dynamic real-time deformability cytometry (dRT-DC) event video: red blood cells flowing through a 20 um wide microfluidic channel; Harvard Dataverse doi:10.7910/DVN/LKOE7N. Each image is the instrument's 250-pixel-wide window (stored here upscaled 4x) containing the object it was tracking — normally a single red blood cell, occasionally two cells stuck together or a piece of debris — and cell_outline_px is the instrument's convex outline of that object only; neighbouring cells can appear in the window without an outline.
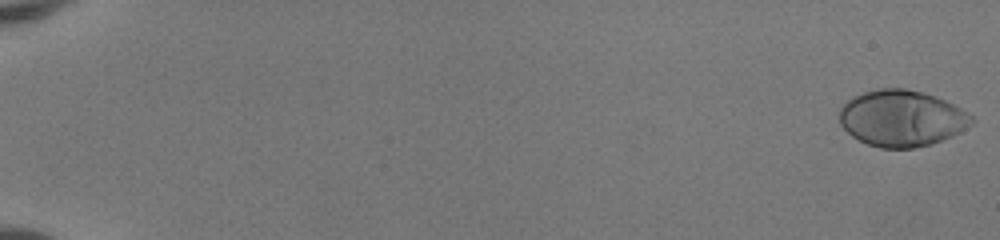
{"species": "human", "species_latin": "Homo sapiens", "temperature_condition": "room temperature", "stored_images_in_passage": 52, "camera_frame_rate_fps": 3000, "um_per_image_px": 0.085, "donor": {"sex": "female"}, "frame": {"image": 1, "passage_image": 1, "time_ms": 0.0, "image_size_px": [1000, 240], "cell_outline_px": [[976, 120], [972, 124], [960, 132], [952, 136], [932, 144], [912, 148], [880, 148], [868, 144], [852, 136], [840, 124], [840, 108], [852, 96], [864, 92], [880, 88], [904, 88], [936, 96], [960, 108], [972, 116]], "centroid_in_image_um": [76.65, 10.06], "position_along_channel_um": 8.4, "area_um2": 43.29}}
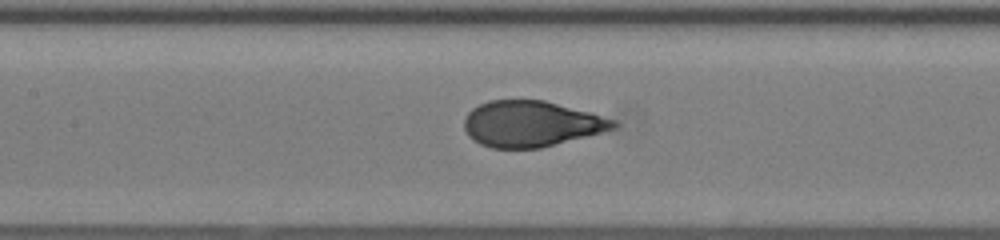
{"frame": {"image": 2, "passage_image": 27, "time_ms": 8.667, "image_size_px": [1000, 240], "cell_outline_px": [[620, 124], [616, 128], [540, 148], [492, 148], [480, 144], [472, 140], [468, 136], [464, 128], [464, 120], [468, 112], [472, 108], [488, 100], [544, 100], [592, 112], [616, 120]], "centroid_in_image_um": [45.15, 10.52], "position_along_channel_um": 162.3, "area_um2": 40.0}}
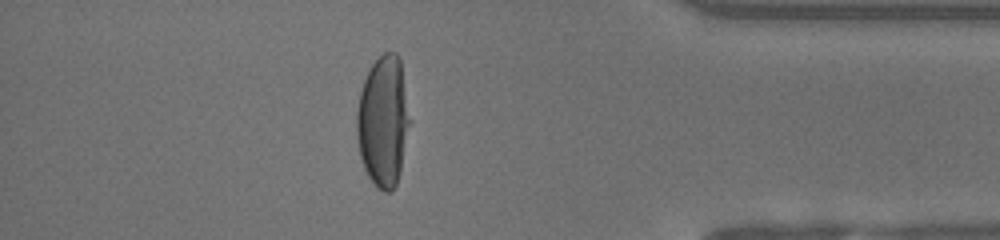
{"frame": {"image": 3, "passage_image": 46, "time_ms": 15.0, "image_size_px": [1000, 240], "cell_outline_px": [[412, 120], [400, 172], [396, 184], [392, 192], [384, 192], [376, 188], [368, 176], [364, 168], [360, 156], [356, 136], [356, 112], [360, 92], [364, 80], [372, 64], [384, 52], [396, 52], [400, 60]], "centroid_in_image_um": [32.59, 10.33], "position_along_channel_um": 402.6, "area_um2": 41.15}, "authors_computed_cell_mechanics": {"area_um2": 41.0669, "velocity_mm_per_s": 4.1631, "shape_relaxation_time_tau1_ms": 4.0219, "shape_relaxation_time_tau2_ms": null, "deformation_change_tau1": 0.2534, "deformation_change_tau2": null}}